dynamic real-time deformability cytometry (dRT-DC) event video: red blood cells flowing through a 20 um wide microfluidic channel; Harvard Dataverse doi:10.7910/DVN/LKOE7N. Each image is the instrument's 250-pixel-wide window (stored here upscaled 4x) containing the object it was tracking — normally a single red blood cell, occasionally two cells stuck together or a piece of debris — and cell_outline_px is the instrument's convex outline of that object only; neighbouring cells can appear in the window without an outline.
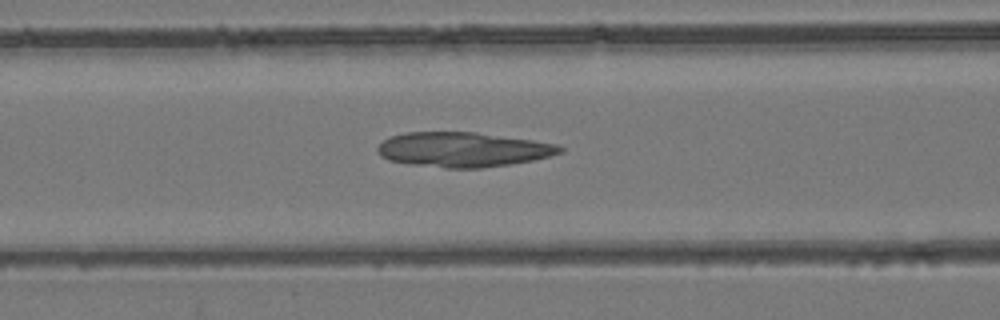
{"species": "common noctule bat (a hibernating species)", "species_latin": "Nyctalus noctula", "temperature_condition": "room temperature", "stored_images_in_passage": 36, "camera_frame_rate_fps": 3000, "um_per_image_px": 0.085, "animal": {"sex": "female", "body_mass_g": 24.6, "forearm_length_mm": 56.2}, "frame": {"image": 1, "passage_image": 5, "time_ms": 1.333, "image_size_px": [1000, 320], "cell_outline_px": [[564, 152], [532, 160], [508, 164], [480, 168], [444, 168], [388, 160], [380, 156], [376, 152], [376, 148], [384, 140], [392, 136], [404, 132], [476, 132], [532, 140], [556, 144], [564, 148]], "centroid_in_image_um": [39.34, 12.71], "position_along_channel_um": 127.3, "area_um2": 36.7}}
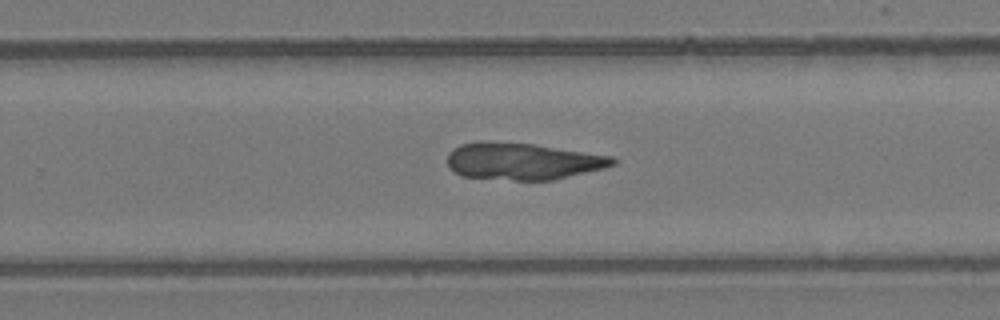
{"frame": {"image": 2, "passage_image": 17, "time_ms": 5.333, "image_size_px": [1000, 320], "cell_outline_px": [[620, 160], [616, 164], [604, 168], [552, 180], [512, 180], [460, 176], [448, 164], [448, 152], [452, 148], [460, 144], [480, 140], [484, 140], [536, 144], [612, 156]], "centroid_in_image_um": [44.43, 13.69], "position_along_channel_um": 285.4, "area_um2": 35.89}}
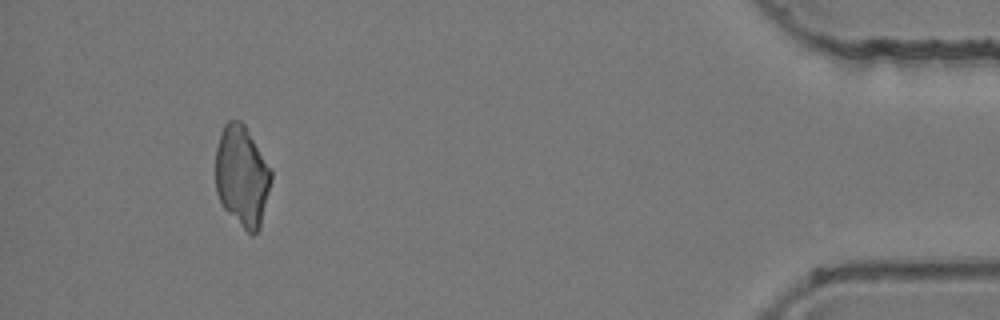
{"frame": {"image": 3, "passage_image": 32, "time_ms": 10.333, "image_size_px": [1000, 320], "cell_outline_px": [[272, 180], [260, 228], [252, 236], [224, 208], [216, 192], [216, 148], [220, 132], [224, 124], [228, 120], [240, 120], [244, 124], [272, 168]], "centroid_in_image_um": [20.58, 14.94], "position_along_channel_um": 414.6, "area_um2": 32.83}}